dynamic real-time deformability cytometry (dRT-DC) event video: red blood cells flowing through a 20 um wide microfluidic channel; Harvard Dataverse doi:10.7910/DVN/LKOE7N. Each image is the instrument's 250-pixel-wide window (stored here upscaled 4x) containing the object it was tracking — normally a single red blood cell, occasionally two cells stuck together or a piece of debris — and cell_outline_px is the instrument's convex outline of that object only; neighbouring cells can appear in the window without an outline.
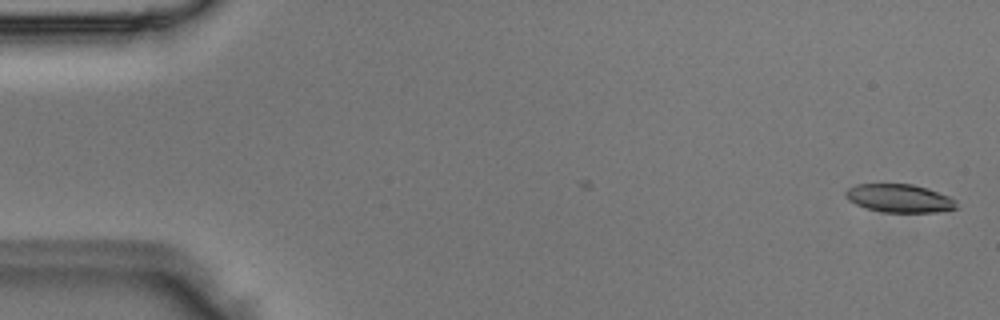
{"species": "Egyptian fruit bat (a non-hibernating species)", "species_latin": "Rousettus aegyptiacus", "temperature_condition": "room temperature", "stored_images_in_passage": 2, "camera_frame_rate_fps": 3000, "um_per_image_px": 0.085, "animal": {"sex": "male"}, "frame": {"image": 1, "passage_image": 2, "time_ms": 0.333, "image_size_px": [1000, 320], "cell_outline_px": [[956, 208], [936, 212], [884, 212], [868, 208], [856, 204], [848, 200], [844, 196], [844, 192], [848, 188], [856, 184], [912, 184], [928, 188], [948, 196], [956, 200]], "centroid_in_image_um": [76.42, 16.84], "position_along_channel_um": 8.6, "area_um2": 18.15}}